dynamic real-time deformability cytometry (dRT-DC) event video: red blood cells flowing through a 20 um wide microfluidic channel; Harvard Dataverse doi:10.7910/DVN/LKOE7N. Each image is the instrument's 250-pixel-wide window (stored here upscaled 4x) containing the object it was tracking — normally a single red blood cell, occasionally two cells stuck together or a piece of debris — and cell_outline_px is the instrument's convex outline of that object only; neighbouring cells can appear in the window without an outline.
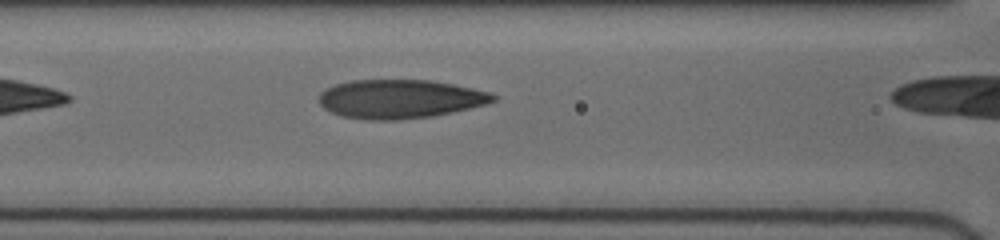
{"species": "human", "species_latin": "Homo sapiens", "temperature_condition": "cold", "stored_images_in_passage": 30, "camera_frame_rate_fps": 3000, "um_per_image_px": 0.085, "donor": {"sex": "female"}, "frame": {"image": 1, "passage_image": 5, "time_ms": 1.667, "image_size_px": [1000, 240], "cell_outline_px": [[496, 100], [484, 104], [452, 112], [432, 116], [396, 120], [368, 120], [340, 116], [324, 108], [320, 104], [320, 92], [324, 88], [336, 84], [352, 80], [428, 80], [452, 84], [492, 92], [496, 96]], "centroid_in_image_um": [33.97, 8.41], "position_along_channel_um": 132.6, "area_um2": 39.3}}
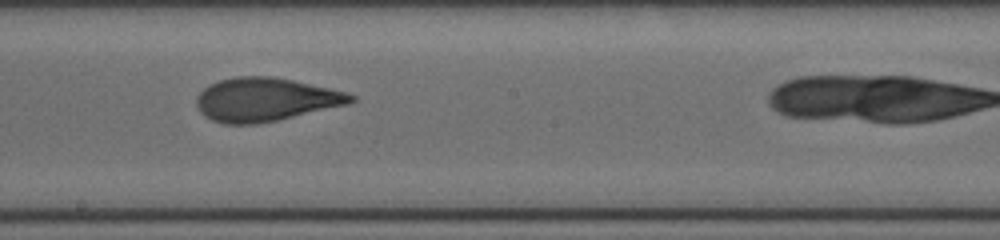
{"frame": {"image": 2, "passage_image": 13, "time_ms": 4.0, "image_size_px": [1000, 240], "cell_outline_px": [[356, 100], [348, 104], [276, 120], [256, 124], [224, 124], [212, 120], [204, 116], [200, 112], [196, 104], [196, 96], [208, 84], [220, 80], [236, 76], [272, 76], [292, 80], [348, 92], [356, 96]], "centroid_in_image_um": [22.53, 8.45], "position_along_channel_um": 225.7, "area_um2": 39.07}}
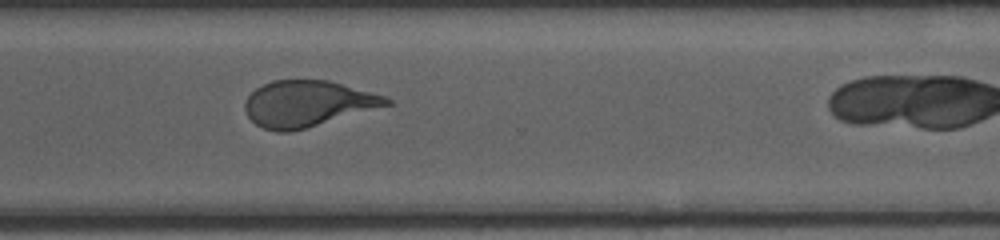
{"frame": {"image": 3, "passage_image": 25, "time_ms": 7.0, "image_size_px": [1000, 240], "cell_outline_px": [[392, 104], [304, 128], [288, 132], [276, 132], [264, 128], [256, 124], [248, 116], [244, 108], [244, 104], [248, 96], [256, 88], [272, 80], [328, 80], [384, 96], [392, 100]], "centroid_in_image_um": [26.1, 8.8], "position_along_channel_um": 344.5, "area_um2": 37.4}}